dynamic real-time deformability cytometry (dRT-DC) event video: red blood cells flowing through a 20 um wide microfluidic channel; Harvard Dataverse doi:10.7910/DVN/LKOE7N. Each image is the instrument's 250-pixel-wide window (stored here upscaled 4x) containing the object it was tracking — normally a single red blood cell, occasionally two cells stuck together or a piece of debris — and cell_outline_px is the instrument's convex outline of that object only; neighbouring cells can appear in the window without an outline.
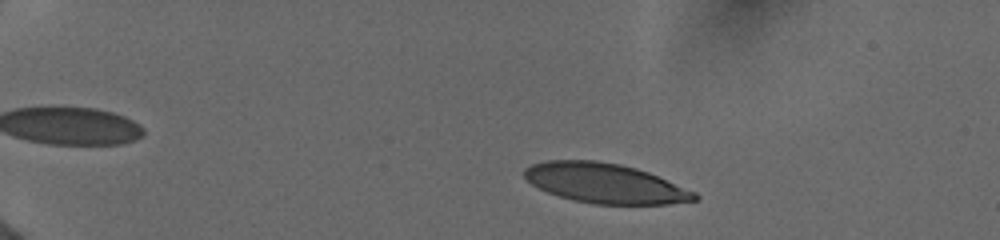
{"species": "human", "species_latin": "Homo sapiens", "temperature_condition": "cold", "stored_images_in_passage": 32, "camera_frame_rate_fps": 3000, "um_per_image_px": 0.085, "donor": {"sex": "female"}, "frame": {"image": 1, "passage_image": 9, "time_ms": 1.0, "image_size_px": [1000, 240], "cell_outline_px": [[700, 196], [696, 200], [668, 204], [592, 204], [572, 200], [548, 192], [532, 184], [524, 176], [524, 168], [532, 164], [544, 160], [596, 160], [620, 164], [636, 168], [648, 172], [696, 192]], "centroid_in_image_um": [51.43, 15.57], "position_along_channel_um": 33.6, "area_um2": 39.42}}